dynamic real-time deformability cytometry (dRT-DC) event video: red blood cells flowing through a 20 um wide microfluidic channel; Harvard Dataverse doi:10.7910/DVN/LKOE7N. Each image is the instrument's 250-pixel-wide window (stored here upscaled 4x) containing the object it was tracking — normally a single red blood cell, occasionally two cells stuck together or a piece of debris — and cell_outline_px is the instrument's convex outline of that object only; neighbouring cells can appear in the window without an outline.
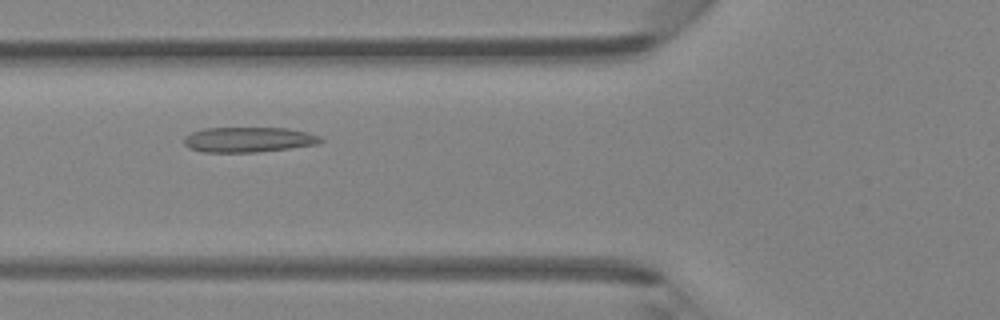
{"species": "Egyptian fruit bat (a non-hibernating species)", "species_latin": "Rousettus aegyptiacus", "temperature_condition": "room temperature", "stored_images_in_passage": 5, "camera_frame_rate_fps": 3000, "um_per_image_px": 0.085, "animal": {"sex": "female"}, "frame": {"image": 1, "passage_image": 4, "time_ms": 4.333, "image_size_px": [1000, 320], "cell_outline_px": [[324, 140], [316, 144], [288, 148], [256, 152], [204, 152], [188, 148], [184, 144], [184, 136], [192, 132], [204, 128], [288, 128], [308, 132], [320, 136]], "centroid_in_image_um": [21.1, 11.86], "position_along_channel_um": 104.7, "area_um2": 20.0}}
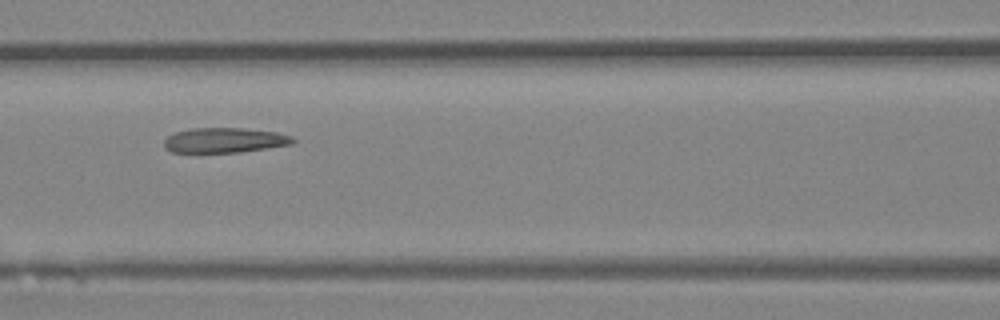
{"frame": {"image": 2, "passage_image": 5, "time_ms": 5.333, "image_size_px": [1000, 320], "cell_outline_px": [[296, 140], [292, 144], [240, 152], [172, 152], [164, 144], [164, 140], [168, 136], [176, 132], [192, 128], [244, 128], [276, 132], [292, 136]], "centroid_in_image_um": [19.12, 11.91], "position_along_channel_um": 147.5, "area_um2": 18.55}}